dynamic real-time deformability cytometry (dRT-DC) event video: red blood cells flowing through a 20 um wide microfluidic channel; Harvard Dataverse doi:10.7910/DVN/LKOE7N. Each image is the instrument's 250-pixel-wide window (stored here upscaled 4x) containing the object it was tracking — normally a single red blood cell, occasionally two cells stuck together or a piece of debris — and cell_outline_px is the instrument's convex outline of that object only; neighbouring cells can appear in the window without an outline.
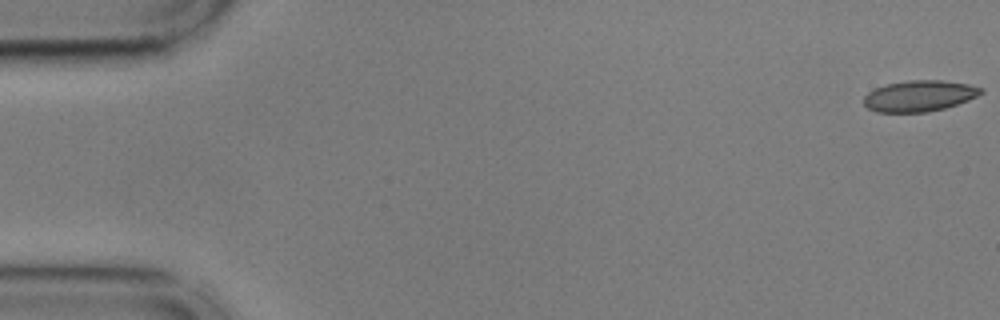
{"species": "common noctule bat (a hibernating species)", "species_latin": "Nyctalus noctula", "temperature_condition": "cold", "stored_images_in_passage": 55, "camera_frame_rate_fps": 3000, "um_per_image_px": 0.085, "animal": {"sex": "male", "body_mass_g": 17.9, "forearm_length_mm": 54.2}, "frame": {"image": 1, "passage_image": 1, "time_ms": 0.0, "image_size_px": [1000, 320], "cell_outline_px": [[980, 92], [964, 100], [940, 108], [920, 112], [884, 112], [872, 108], [864, 104], [864, 100], [872, 92], [880, 88], [892, 84], [960, 84], [980, 88]], "centroid_in_image_um": [78.04, 8.24], "position_along_channel_um": 7.0, "area_um2": 17.92}}
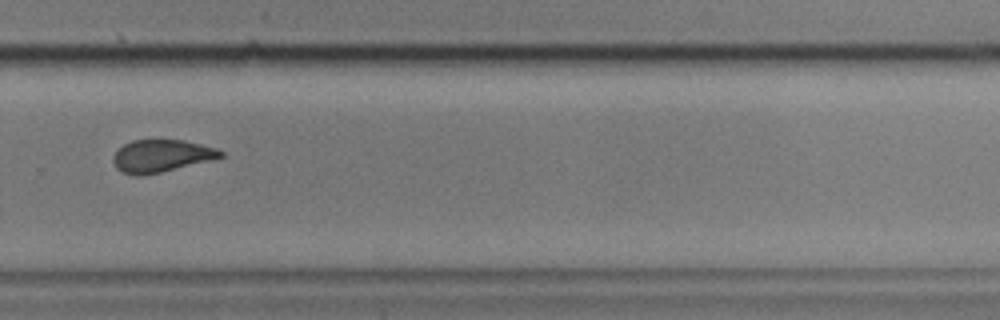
{"frame": {"image": 2, "passage_image": 38, "time_ms": 12.333, "image_size_px": [1000, 320], "cell_outline_px": [[220, 156], [156, 172], [124, 172], [116, 164], [116, 152], [120, 148], [136, 140], [180, 140], [212, 148], [220, 152]], "centroid_in_image_um": [13.68, 13.19], "position_along_channel_um": 316.1, "area_um2": 17.86}}
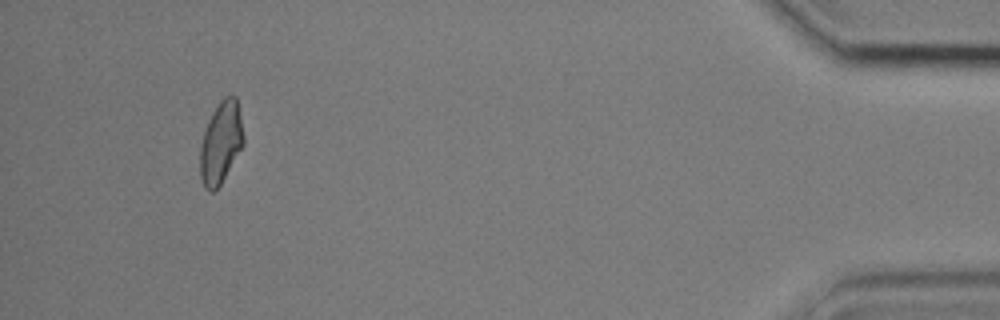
{"frame": {"image": 3, "passage_image": 52, "time_ms": 17.0, "image_size_px": [1000, 320], "cell_outline_px": [[240, 148], [220, 184], [216, 188], [208, 188], [204, 184], [200, 172], [200, 156], [204, 136], [208, 124], [216, 108], [224, 100], [232, 96], [236, 100], [240, 124]], "centroid_in_image_um": [18.73, 12.18], "position_along_channel_um": 416.5, "area_um2": 18.32}, "authors_computed_cell_mechanics": {"area_um2": 18.3226, "velocity_mm_per_s": 3.6091, "shape_relaxation_time_tau1_ms": null, "shape_relaxation_time_tau2_ms": 1.9152, "deformation_change_tau1": null, "deformation_change_tau2": 0.0713}}